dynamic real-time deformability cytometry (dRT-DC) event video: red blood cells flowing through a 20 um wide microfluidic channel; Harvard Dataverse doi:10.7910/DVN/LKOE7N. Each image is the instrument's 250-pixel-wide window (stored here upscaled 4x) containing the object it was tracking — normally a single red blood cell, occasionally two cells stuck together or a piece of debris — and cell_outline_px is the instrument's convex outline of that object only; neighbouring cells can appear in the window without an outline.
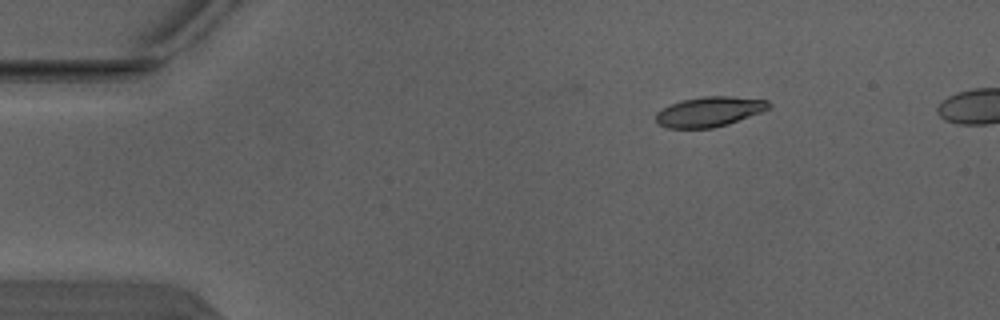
{"species": "Egyptian fruit bat (a non-hibernating species)", "species_latin": "Rousettus aegyptiacus", "temperature_condition": "warm", "stored_images_in_passage": 4, "camera_frame_rate_fps": 3000, "um_per_image_px": 0.085, "animal": {"sex": "male"}, "frame": {"image": 1, "passage_image": 1, "time_ms": 0.0, "image_size_px": [1000, 320], "cell_outline_px": [[772, 104], [768, 108], [760, 112], [728, 124], [712, 128], [664, 128], [656, 124], [656, 112], [660, 108], [680, 100], [704, 96], [732, 96], [768, 100]], "centroid_in_image_um": [60.23, 9.49], "position_along_channel_um": 24.8, "area_um2": 19.88}}